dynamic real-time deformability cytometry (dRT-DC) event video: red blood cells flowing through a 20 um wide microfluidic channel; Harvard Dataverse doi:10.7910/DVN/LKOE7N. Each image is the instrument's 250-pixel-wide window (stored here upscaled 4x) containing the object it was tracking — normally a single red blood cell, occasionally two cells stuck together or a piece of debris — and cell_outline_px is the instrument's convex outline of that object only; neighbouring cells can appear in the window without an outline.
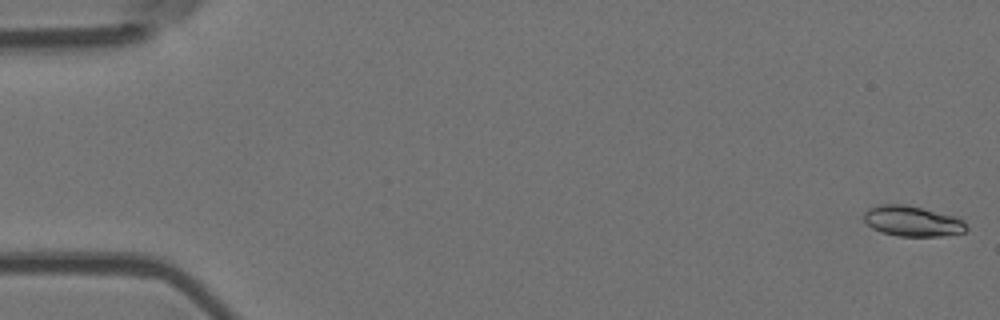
{"species": "Egyptian fruit bat (a non-hibernating species)", "species_latin": "Rousettus aegyptiacus", "temperature_condition": "room temperature", "stored_images_in_passage": 10, "camera_frame_rate_fps": 3000, "um_per_image_px": 0.085, "animal": {"sex": "female"}, "frame": {"image": 1, "passage_image": 1, "time_ms": 0.0, "image_size_px": [1000, 320], "cell_outline_px": [[968, 228], [964, 232], [940, 236], [896, 236], [880, 232], [872, 228], [864, 220], [864, 212], [868, 208], [880, 204], [904, 204], [956, 216], [964, 220]], "centroid_in_image_um": [77.55, 18.8], "position_along_channel_um": 7.5, "area_um2": 18.26}}
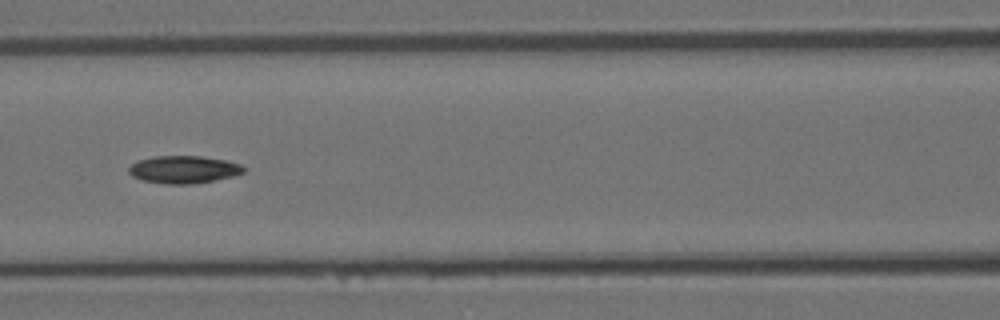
{"frame": {"image": 2, "passage_image": 7, "time_ms": 2.0, "image_size_px": [1000, 320], "cell_outline_px": [[248, 168], [244, 172], [232, 176], [192, 184], [164, 184], [144, 180], [132, 176], [128, 172], [128, 168], [136, 160], [156, 156], [200, 156], [228, 160], [240, 164]], "centroid_in_image_um": [15.62, 14.4], "position_along_channel_um": 151.0, "area_um2": 18.5}}
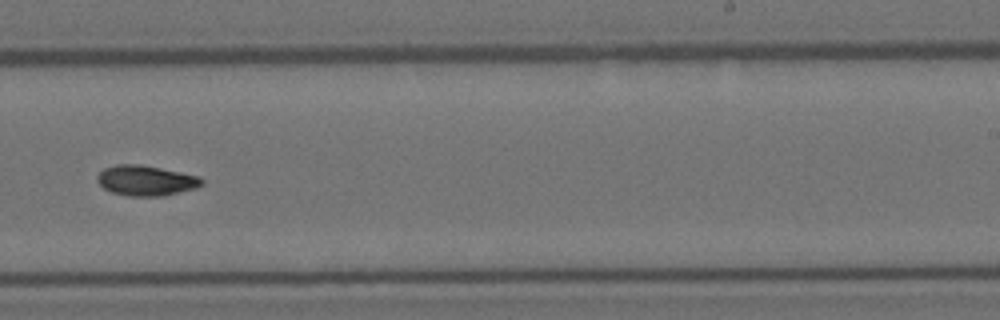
{"frame": {"image": 3, "passage_image": 10, "time_ms": 3.0, "image_size_px": [1000, 320], "cell_outline_px": [[204, 184], [196, 188], [164, 196], [128, 196], [112, 192], [104, 188], [96, 180], [96, 176], [104, 168], [116, 164], [140, 164], [200, 176], [204, 180]], "centroid_in_image_um": [12.42, 15.34], "position_along_channel_um": 276.6, "area_um2": 18.55}}